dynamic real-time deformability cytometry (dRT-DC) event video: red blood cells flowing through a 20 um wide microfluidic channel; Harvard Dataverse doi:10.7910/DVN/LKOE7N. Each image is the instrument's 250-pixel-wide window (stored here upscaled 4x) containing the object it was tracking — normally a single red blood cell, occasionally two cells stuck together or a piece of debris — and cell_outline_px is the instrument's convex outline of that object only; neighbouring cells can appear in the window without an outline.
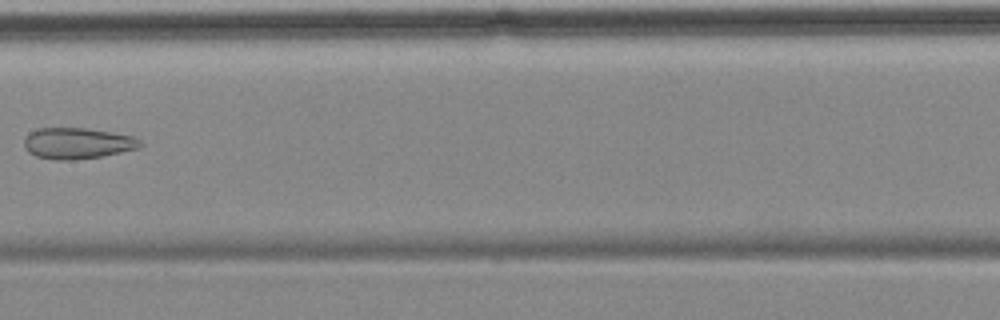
{"species": "common noctule bat (a hibernating species)", "species_latin": "Nyctalus noctula", "temperature_condition": "cold", "stored_images_in_passage": 7, "camera_frame_rate_fps": 3000, "um_per_image_px": 0.085, "animal": {"sex": "female", "body_mass_g": 18.4}, "frame": {"image": 1, "passage_image": 7, "time_ms": 7.0, "image_size_px": [1000, 320], "cell_outline_px": [[144, 144], [140, 148], [104, 156], [76, 160], [56, 160], [36, 156], [28, 152], [24, 148], [24, 140], [28, 132], [36, 128], [84, 128], [112, 132], [132, 136], [140, 140]], "centroid_in_image_um": [6.58, 12.18], "position_along_channel_um": 200.8, "area_um2": 21.33}}